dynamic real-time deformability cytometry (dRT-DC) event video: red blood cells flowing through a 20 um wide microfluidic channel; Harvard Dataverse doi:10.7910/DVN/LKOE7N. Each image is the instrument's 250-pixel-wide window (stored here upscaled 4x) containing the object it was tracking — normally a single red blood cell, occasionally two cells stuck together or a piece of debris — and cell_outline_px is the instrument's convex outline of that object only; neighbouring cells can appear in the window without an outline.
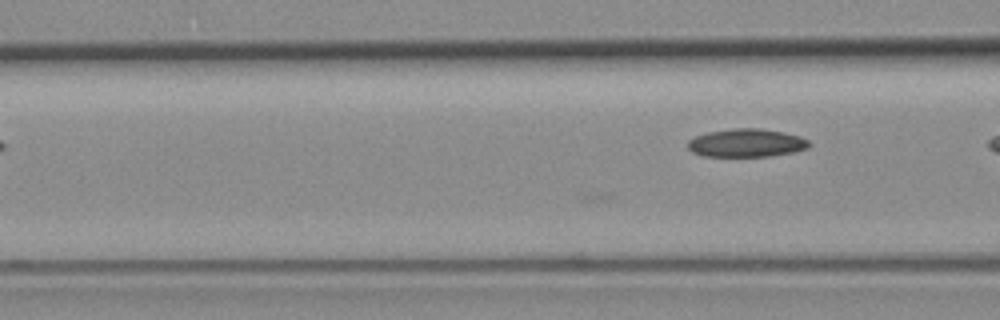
{"species": "common noctule bat (a hibernating species)", "species_latin": "Nyctalus noctula", "temperature_condition": "room temperature", "stored_images_in_passage": 11, "camera_frame_rate_fps": 3000, "um_per_image_px": 0.085, "animal": {"sex": "female", "body_mass_g": 19.3, "forearm_length_mm": 54.1}, "frame": {"image": 1, "passage_image": 11, "time_ms": 3.333, "image_size_px": [1000, 320], "cell_outline_px": [[812, 144], [808, 148], [796, 152], [772, 156], [704, 156], [692, 152], [688, 148], [688, 140], [696, 136], [708, 132], [732, 128], [760, 128], [784, 132], [800, 136], [808, 140]], "centroid_in_image_um": [63.49, 12.15], "position_along_channel_um": 103.1, "area_um2": 20.11}}